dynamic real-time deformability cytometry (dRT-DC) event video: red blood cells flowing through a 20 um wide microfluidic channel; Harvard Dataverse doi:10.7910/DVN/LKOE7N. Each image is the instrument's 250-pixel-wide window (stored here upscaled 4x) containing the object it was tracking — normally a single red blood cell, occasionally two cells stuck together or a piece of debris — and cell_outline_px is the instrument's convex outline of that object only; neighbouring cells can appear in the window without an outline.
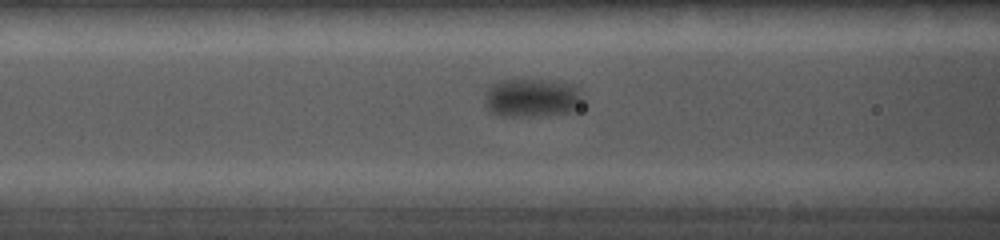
{"species": "common noctule bat (a hibernating species)", "species_latin": "Nyctalus noctula", "temperature_condition": "cold", "stored_images_in_passage": 39, "camera_frame_rate_fps": 5000, "um_per_image_px": 0.085, "animal": {"sex": "female", "body_mass_g": 19.0, "forearm_length_mm": 56.7}, "frame": {"image": 1, "passage_image": 15, "time_ms": 6.0, "image_size_px": [1000, 240], "cell_outline_px": [[584, 100], [576, 112], [540, 116], [496, 116], [488, 112], [484, 104], [484, 92], [492, 84], [500, 80], [560, 80], [576, 84], [580, 88], [584, 96]], "centroid_in_image_um": [45.27, 8.32], "position_along_channel_um": 121.3, "area_um2": 23.24}}
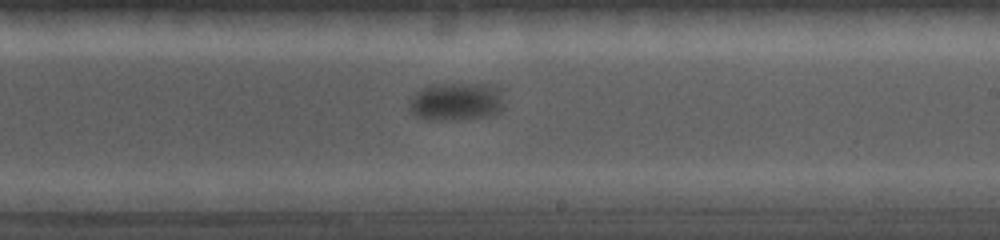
{"frame": {"image": 2, "passage_image": 23, "time_ms": 9.2, "image_size_px": [1000, 240], "cell_outline_px": [[504, 108], [500, 112], [492, 116], [464, 120], [424, 120], [416, 116], [408, 108], [408, 100], [420, 88], [428, 84], [492, 84], [504, 88]], "centroid_in_image_um": [38.84, 8.64], "position_along_channel_um": 250.2, "area_um2": 22.2}}
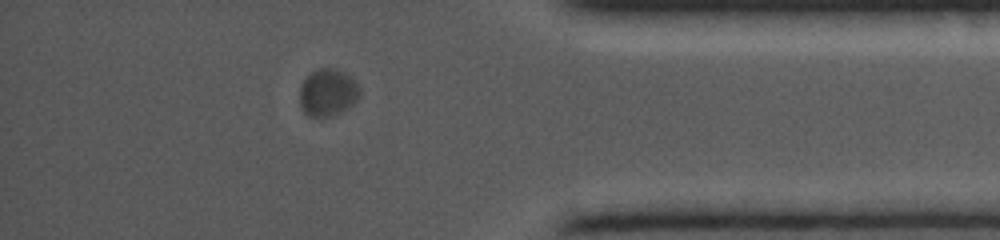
{"frame": {"image": 3, "passage_image": 33, "time_ms": 13.4, "image_size_px": [1000, 240], "cell_outline_px": [[360, 96], [348, 108], [332, 116], [308, 116], [300, 108], [300, 88], [304, 80], [312, 72], [320, 68], [336, 68], [352, 76], [356, 80], [360, 88]], "centroid_in_image_um": [27.89, 7.85], "position_along_channel_um": 407.3, "area_um2": 16.65}}